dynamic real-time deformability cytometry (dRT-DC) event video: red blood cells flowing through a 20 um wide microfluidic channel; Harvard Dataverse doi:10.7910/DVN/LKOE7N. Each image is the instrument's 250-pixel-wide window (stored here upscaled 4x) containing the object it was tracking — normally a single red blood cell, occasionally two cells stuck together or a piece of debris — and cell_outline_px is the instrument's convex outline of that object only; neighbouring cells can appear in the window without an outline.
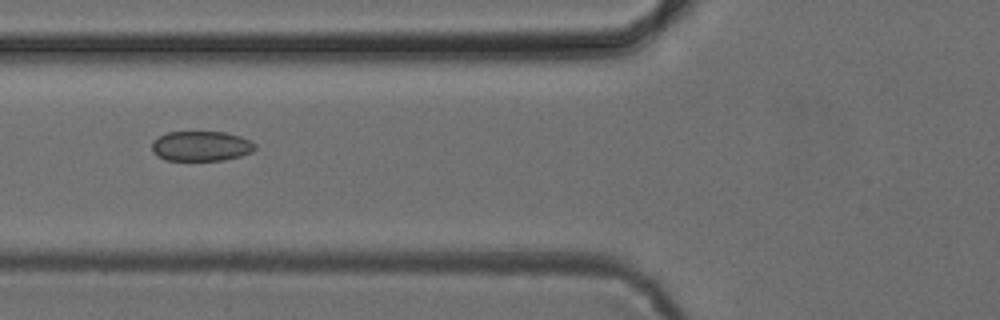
{"species": "common noctule bat (a hibernating species)", "species_latin": "Nyctalus noctula", "temperature_condition": "cold", "stored_images_in_passage": 2, "camera_frame_rate_fps": 3000, "um_per_image_px": 0.085, "animal": {"sex": "female", "body_mass_g": 24.6, "forearm_length_mm": 56.2}, "frame": {"image": 1, "passage_image": 2, "time_ms": 1.0, "image_size_px": [1000, 320], "cell_outline_px": [[256, 148], [252, 152], [240, 156], [224, 160], [164, 160], [156, 156], [152, 152], [152, 140], [168, 132], [224, 132], [240, 136], [256, 144]], "centroid_in_image_um": [17.07, 12.42], "position_along_channel_um": 108.7, "area_um2": 18.09}}